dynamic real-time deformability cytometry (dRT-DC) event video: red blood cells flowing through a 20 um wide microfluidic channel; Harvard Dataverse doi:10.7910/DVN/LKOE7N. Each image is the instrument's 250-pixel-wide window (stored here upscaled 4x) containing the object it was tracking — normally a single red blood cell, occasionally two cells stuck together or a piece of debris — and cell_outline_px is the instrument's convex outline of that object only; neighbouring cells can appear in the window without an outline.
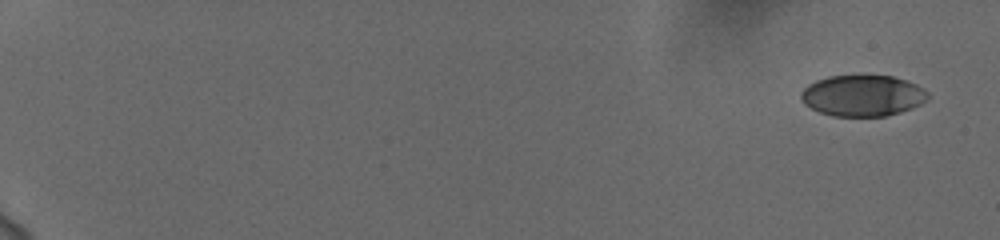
{"species": "human", "species_latin": "Homo sapiens", "temperature_condition": "cold", "stored_images_in_passage": 56, "camera_frame_rate_fps": 3000, "um_per_image_px": 0.085, "donor": {"sex": "female"}, "frame": {"image": 1, "passage_image": 1, "time_ms": 0.0, "image_size_px": [1000, 240], "cell_outline_px": [[928, 100], [912, 108], [900, 112], [884, 116], [832, 116], [820, 112], [804, 104], [800, 100], [800, 92], [808, 84], [816, 80], [828, 76], [860, 72], [892, 76], [916, 84], [924, 88], [928, 92]], "centroid_in_image_um": [73.3, 8.08], "position_along_channel_um": 11.7, "area_um2": 31.39}}
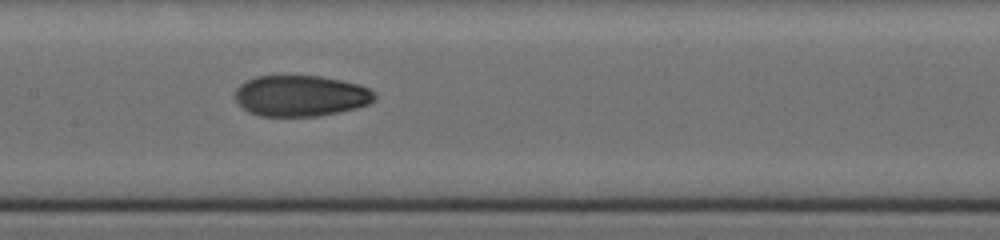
{"frame": {"image": 2, "passage_image": 31, "time_ms": 10.0, "image_size_px": [1000, 240], "cell_outline_px": [[376, 96], [368, 104], [356, 108], [340, 112], [320, 116], [260, 116], [248, 112], [236, 100], [236, 88], [240, 84], [256, 76], [320, 76], [340, 80], [356, 84], [368, 88], [376, 92]], "centroid_in_image_um": [25.56, 8.15], "position_along_channel_um": 181.8, "area_um2": 33.23}}
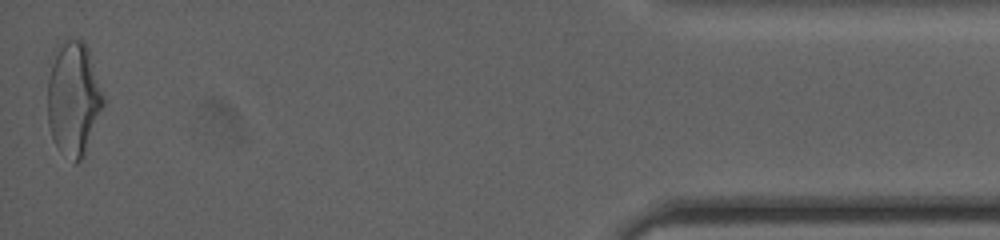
{"frame": {"image": 3, "passage_image": 56, "time_ms": 18.333, "image_size_px": [1000, 240], "cell_outline_px": [[104, 104], [84, 152], [80, 160], [76, 164], [56, 144], [52, 136], [48, 124], [48, 76], [52, 64], [64, 40], [80, 40], [88, 48], [104, 96]], "centroid_in_image_um": [6.25, 8.38], "position_along_channel_um": 428.9, "area_um2": 35.72}, "authors_computed_cell_mechanics": {"area_um2": 32.7148, "velocity_mm_per_s": 3.7625, "shape_relaxation_time_tau1_ms": 5.322, "shape_relaxation_time_tau2_ms": 2.2845, "deformation_change_tau1": 0.1495, "deformation_change_tau2": 0.0712}}